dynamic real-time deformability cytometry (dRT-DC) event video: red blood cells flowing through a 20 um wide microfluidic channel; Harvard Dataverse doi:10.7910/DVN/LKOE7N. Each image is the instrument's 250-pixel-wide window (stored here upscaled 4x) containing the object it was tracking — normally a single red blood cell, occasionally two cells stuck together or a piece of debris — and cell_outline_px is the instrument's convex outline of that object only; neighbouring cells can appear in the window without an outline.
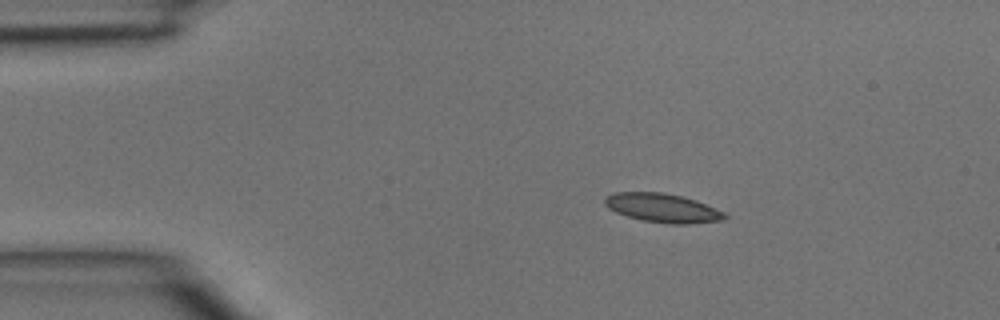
{"species": "common noctule bat (a hibernating species)", "species_latin": "Nyctalus noctula", "temperature_condition": "room temperature", "stored_images_in_passage": 4, "segment_of_instrument_passage": [1, 2], "camera_frame_rate_fps": 3000, "um_per_image_px": 0.085, "animal": {"sex": "male", "body_mass_g": 15.6}, "frame": {"image": 1, "passage_image": 2, "time_ms": 0.333, "image_size_px": [1000, 320], "cell_outline_px": [[728, 216], [724, 220], [688, 224], [672, 224], [644, 220], [628, 216], [616, 212], [608, 208], [604, 204], [604, 196], [616, 192], [664, 192], [684, 196], [696, 200], [716, 208], [724, 212]], "centroid_in_image_um": [56.33, 17.66], "position_along_channel_um": 28.7, "area_um2": 20.29}}